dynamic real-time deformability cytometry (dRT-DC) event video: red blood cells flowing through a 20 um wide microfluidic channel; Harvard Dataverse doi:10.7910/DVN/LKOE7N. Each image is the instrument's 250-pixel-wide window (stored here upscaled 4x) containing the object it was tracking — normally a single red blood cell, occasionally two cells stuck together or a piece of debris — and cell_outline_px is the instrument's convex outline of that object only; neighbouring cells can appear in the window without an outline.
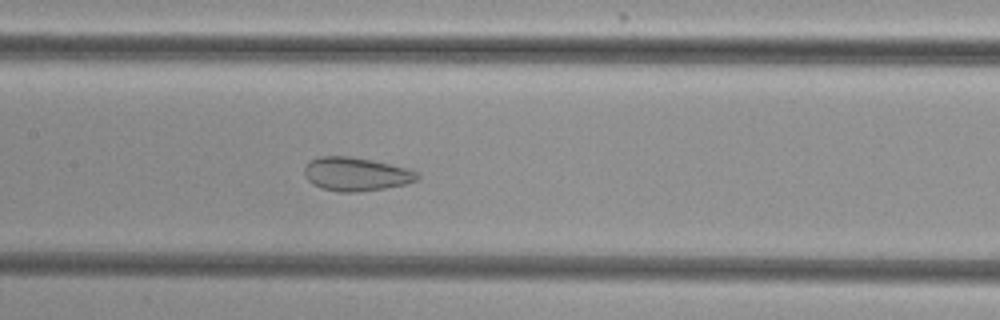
{"species": "common noctule bat (a hibernating species)", "species_latin": "Nyctalus noctula", "temperature_condition": "cold", "stored_images_in_passage": 41, "camera_frame_rate_fps": 3000, "um_per_image_px": 0.085, "animal": {"sex": "female", "body_mass_g": 29.2, "forearm_length_mm": 56.3}, "frame": {"image": 1, "passage_image": 20, "time_ms": 6.333, "image_size_px": [1000, 320], "cell_outline_px": [[420, 176], [416, 180], [404, 184], [384, 188], [360, 192], [336, 192], [320, 188], [312, 184], [304, 176], [304, 168], [312, 160], [320, 156], [348, 156], [372, 160], [408, 168], [416, 172]], "centroid_in_image_um": [30.23, 14.81], "position_along_channel_um": 177.2, "area_um2": 22.08}}
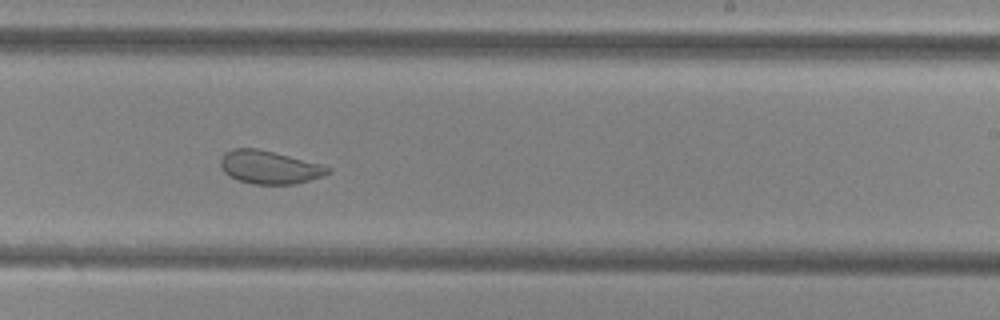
{"frame": {"image": 2, "passage_image": 27, "time_ms": 8.667, "image_size_px": [1000, 320], "cell_outline_px": [[332, 172], [324, 176], [296, 184], [252, 184], [228, 176], [224, 172], [220, 164], [220, 160], [224, 152], [232, 148], [256, 148], [324, 164], [332, 168]], "centroid_in_image_um": [22.93, 14.21], "position_along_channel_um": 266.1, "area_um2": 20.98}}
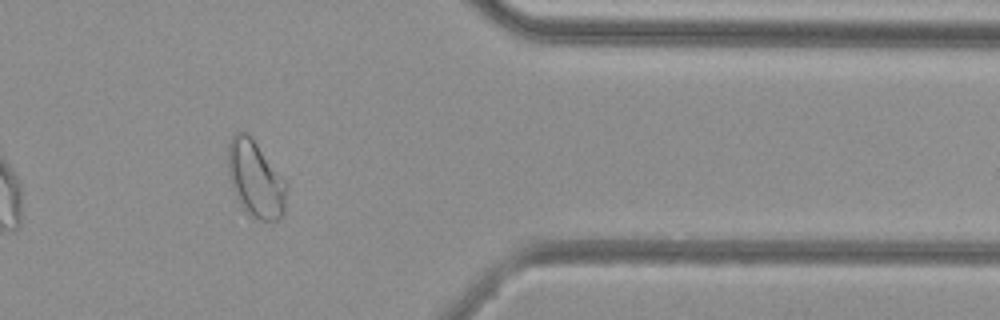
{"frame": {"image": 3, "passage_image": 38, "time_ms": 12.333, "image_size_px": [1000, 320], "cell_outline_px": [[288, 188], [284, 216], [276, 220], [248, 220], [236, 200], [232, 188], [228, 172], [228, 144], [232, 136], [236, 132], [248, 132], [288, 184]], "centroid_in_image_um": [21.71, 15.3], "position_along_channel_um": 389.7, "area_um2": 26.93}, "authors_computed_cell_mechanics": {"area_um2": 24.2182, "velocity_mm_per_s": 3.83, "shape_relaxation_time_tau1_ms": null, "shape_relaxation_time_tau2_ms": 1.2403, "deformation_change_tau1": null, "deformation_change_tau2": 0.0766}}